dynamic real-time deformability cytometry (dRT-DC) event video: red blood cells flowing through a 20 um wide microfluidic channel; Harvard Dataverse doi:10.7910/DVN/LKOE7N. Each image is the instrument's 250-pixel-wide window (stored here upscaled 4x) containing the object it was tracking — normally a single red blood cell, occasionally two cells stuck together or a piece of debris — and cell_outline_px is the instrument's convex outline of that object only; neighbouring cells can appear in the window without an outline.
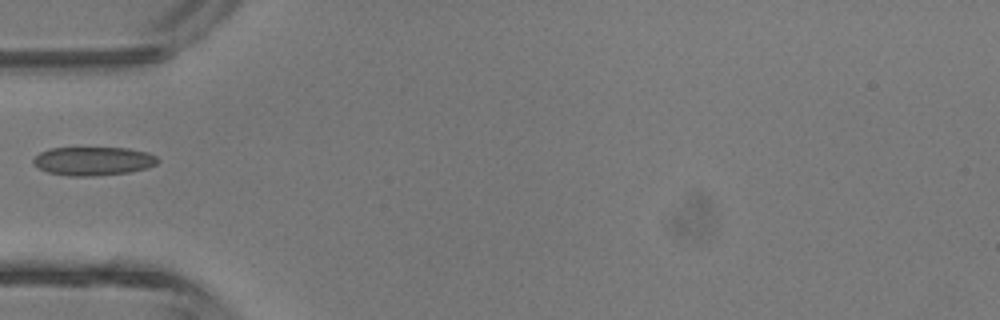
{"species": "common noctule bat (a hibernating species)", "species_latin": "Nyctalus noctula", "temperature_condition": "room temperature", "stored_images_in_passage": 2, "camera_frame_rate_fps": 3000, "um_per_image_px": 0.085, "animal": {"sex": "male", "body_mass_g": 13.3}, "frame": {"image": 1, "passage_image": 2, "time_ms": 1.0, "image_size_px": [1000, 320], "cell_outline_px": [[160, 160], [156, 164], [148, 168], [128, 172], [92, 176], [68, 176], [48, 172], [40, 168], [32, 160], [40, 152], [48, 148], [128, 148], [148, 152], [156, 156]], "centroid_in_image_um": [7.96, 13.68], "position_along_channel_um": 77.0, "area_um2": 20.69}}